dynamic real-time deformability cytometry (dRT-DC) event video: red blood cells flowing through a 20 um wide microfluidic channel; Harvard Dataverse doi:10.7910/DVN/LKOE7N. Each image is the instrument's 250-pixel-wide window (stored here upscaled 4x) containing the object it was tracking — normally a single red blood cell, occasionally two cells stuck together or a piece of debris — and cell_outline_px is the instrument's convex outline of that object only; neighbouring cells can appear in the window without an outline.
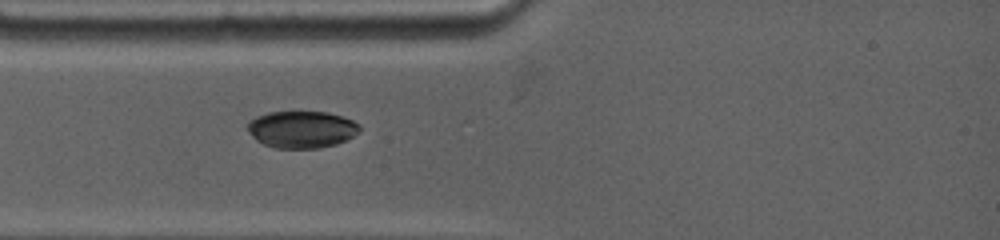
{"species": "common noctule bat (a hibernating species)", "species_latin": "Nyctalus noctula", "temperature_condition": "warm", "stored_images_in_passage": 14, "camera_frame_rate_fps": 4500, "um_per_image_px": 0.085, "animal": {"sex": "female", "body_mass_g": 19.0, "forearm_length_mm": 53.3}, "frame": {"image": 1, "passage_image": 1, "time_ms": 0.0, "image_size_px": [1000, 240], "cell_outline_px": [[360, 128], [352, 136], [336, 144], [320, 148], [276, 148], [264, 144], [256, 140], [248, 132], [248, 124], [256, 116], [268, 112], [300, 108], [328, 112], [344, 116], [360, 124]], "centroid_in_image_um": [25.63, 10.94], "position_along_channel_um": 59.4, "area_um2": 24.91}}
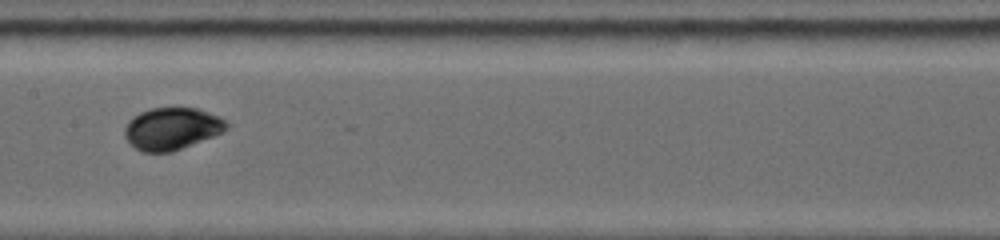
{"frame": {"image": 2, "passage_image": 8, "time_ms": 3.556, "image_size_px": [1000, 240], "cell_outline_px": [[232, 124], [224, 132], [172, 152], [144, 152], [136, 148], [124, 136], [124, 128], [128, 120], [132, 116], [140, 112], [152, 108], [196, 108], [220, 116]], "centroid_in_image_um": [14.64, 10.93], "position_along_channel_um": 192.8, "area_um2": 25.2}}
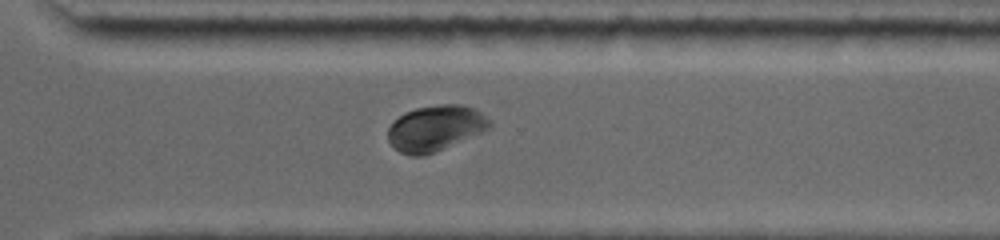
{"frame": {"image": 3, "passage_image": 13, "time_ms": 7.333, "image_size_px": [1000, 240], "cell_outline_px": [[492, 124], [488, 128], [480, 132], [436, 152], [424, 156], [408, 156], [400, 152], [388, 140], [388, 128], [404, 112], [416, 108], [436, 104], [460, 104], [476, 108], [488, 116], [492, 120]], "centroid_in_image_um": [37.03, 10.88], "position_along_channel_um": 333.6, "area_um2": 27.11}}